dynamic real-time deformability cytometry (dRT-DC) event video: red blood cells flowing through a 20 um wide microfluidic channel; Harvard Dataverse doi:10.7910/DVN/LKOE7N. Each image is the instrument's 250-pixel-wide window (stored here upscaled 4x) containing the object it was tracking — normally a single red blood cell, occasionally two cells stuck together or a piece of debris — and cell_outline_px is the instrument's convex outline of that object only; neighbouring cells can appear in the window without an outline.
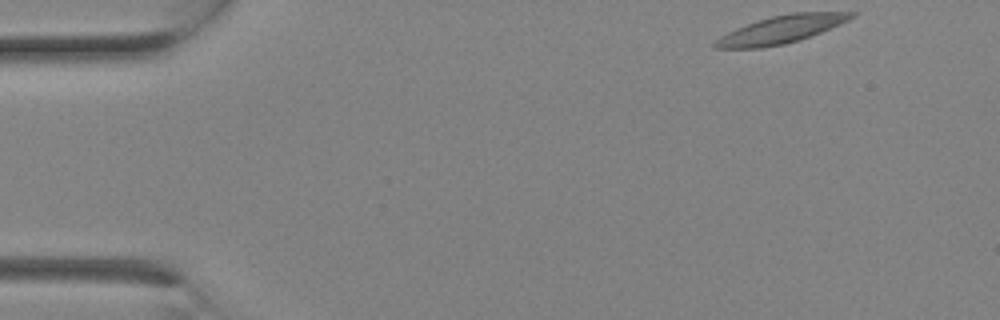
{"species": "Egyptian fruit bat (a non-hibernating species)", "species_latin": "Rousettus aegyptiacus", "temperature_condition": "room temperature", "stored_images_in_passage": 3, "segment_of_instrument_passage": [2, 2], "camera_frame_rate_fps": 3000, "um_per_image_px": 0.085, "animal": {"sex": "female"}, "frame": {"image": 1, "passage_image": 3, "time_ms": 0.667, "image_size_px": [1000, 320], "cell_outline_px": [[856, 16], [840, 24], [800, 40], [784, 44], [760, 48], [712, 48], [712, 44], [720, 36], [736, 28], [772, 16], [792, 12], [856, 12]], "centroid_in_image_um": [66.39, 2.51], "position_along_channel_um": 18.6, "area_um2": 21.73}}